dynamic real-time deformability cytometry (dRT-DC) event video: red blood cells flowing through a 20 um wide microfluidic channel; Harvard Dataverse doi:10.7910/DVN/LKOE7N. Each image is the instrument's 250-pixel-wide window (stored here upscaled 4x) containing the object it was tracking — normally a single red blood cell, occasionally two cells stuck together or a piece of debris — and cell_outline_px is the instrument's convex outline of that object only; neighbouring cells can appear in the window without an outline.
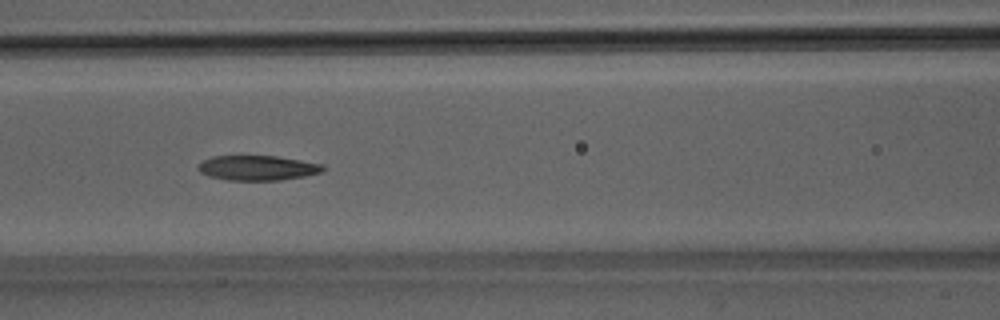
{"species": "Egyptian fruit bat (a non-hibernating species)", "species_latin": "Rousettus aegyptiacus", "temperature_condition": "room temperature", "stored_images_in_passage": 51, "camera_frame_rate_fps": 3000, "um_per_image_px": 0.085, "animal": {"sex": "male"}, "frame": {"image": 1, "passage_image": 23, "time_ms": 7.333, "image_size_px": [1000, 320], "cell_outline_px": [[324, 168], [320, 172], [304, 176], [280, 180], [228, 180], [208, 176], [200, 172], [196, 168], [204, 160], [212, 156], [276, 156], [324, 164]], "centroid_in_image_um": [21.87, 14.27], "position_along_channel_um": 144.7, "area_um2": 17.98}}
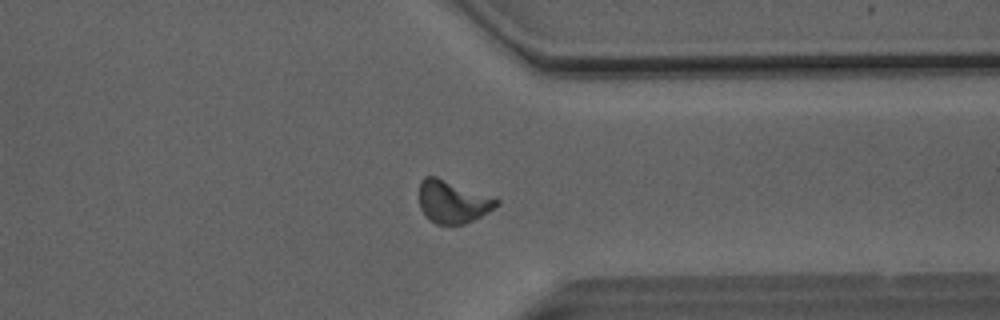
{"frame": {"image": 2, "passage_image": 40, "time_ms": 13.0, "image_size_px": [1000, 320], "cell_outline_px": [[500, 204], [488, 212], [464, 224], [436, 224], [424, 216], [420, 208], [420, 180], [424, 176], [436, 176], [496, 196], [500, 200]], "centroid_in_image_um": [38.51, 17.12], "position_along_channel_um": 372.9, "area_um2": 19.59}}
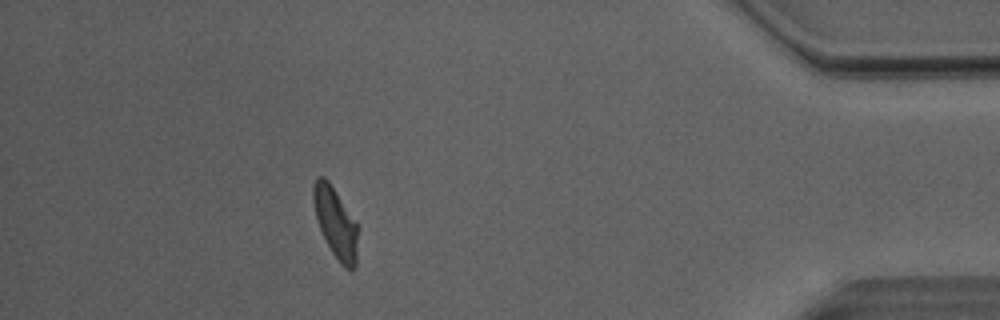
{"frame": {"image": 3, "passage_image": 46, "time_ms": 15.0, "image_size_px": [1000, 320], "cell_outline_px": [[360, 228], [356, 264], [352, 268], [344, 268], [340, 264], [324, 240], [316, 216], [312, 200], [312, 188], [316, 176], [324, 176], [328, 180]], "centroid_in_image_um": [28.54, 18.94], "position_along_channel_um": 406.7, "area_um2": 18.55}, "authors_computed_cell_mechanics": {"area_um2": 19.3052, "velocity_mm_per_s": 4.0666, "shape_relaxation_time_tau1_ms": 7.1499, "shape_relaxation_time_tau2_ms": 3.4802, "deformation_change_tau1": 0.2061, "deformation_change_tau2": 0.1181}}